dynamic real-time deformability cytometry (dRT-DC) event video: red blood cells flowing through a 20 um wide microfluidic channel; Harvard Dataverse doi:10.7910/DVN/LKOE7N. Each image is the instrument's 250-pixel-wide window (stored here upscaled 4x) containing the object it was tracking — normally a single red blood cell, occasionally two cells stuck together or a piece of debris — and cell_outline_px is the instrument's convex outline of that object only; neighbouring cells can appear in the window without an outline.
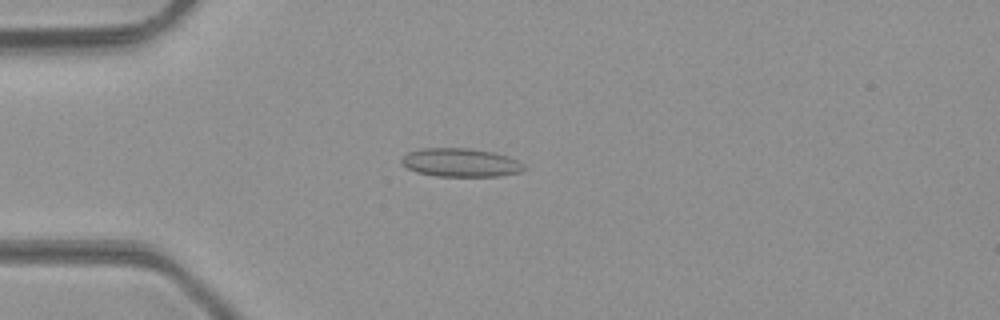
{"species": "common noctule bat (a hibernating species)", "species_latin": "Nyctalus noctula", "temperature_condition": "room temperature", "stored_images_in_passage": 47, "camera_frame_rate_fps": 3000, "um_per_image_px": 0.085, "animal": {"sex": "male", "body_mass_g": 23.1, "forearm_length_mm": 52.7}, "frame": {"image": 1, "passage_image": 12, "time_ms": 3.667, "image_size_px": [1000, 320], "cell_outline_px": [[528, 168], [520, 172], [500, 176], [436, 176], [416, 172], [408, 168], [400, 160], [408, 152], [420, 148], [468, 148], [496, 152], [508, 156], [524, 164]], "centroid_in_image_um": [39.19, 13.81], "position_along_channel_um": 45.8, "area_um2": 20.46}}
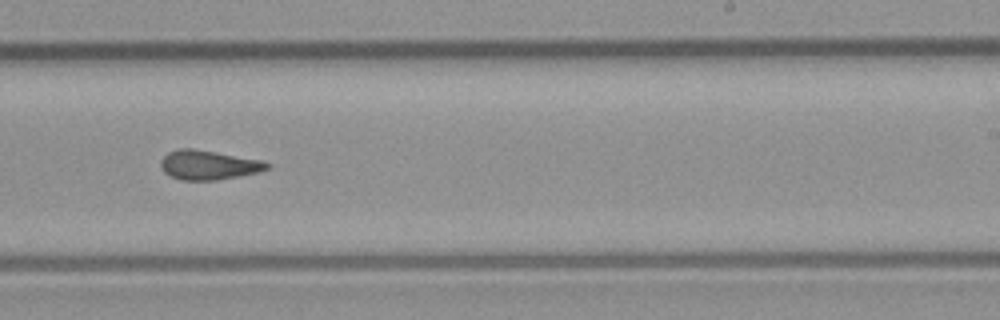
{"frame": {"image": 2, "passage_image": 29, "time_ms": 9.333, "image_size_px": [1000, 320], "cell_outline_px": [[272, 164], [268, 168], [256, 172], [236, 176], [212, 180], [180, 180], [164, 172], [160, 168], [160, 160], [168, 152], [180, 148], [192, 148], [264, 160]], "centroid_in_image_um": [17.7, 14.01], "position_along_channel_um": 271.3, "area_um2": 18.09}}
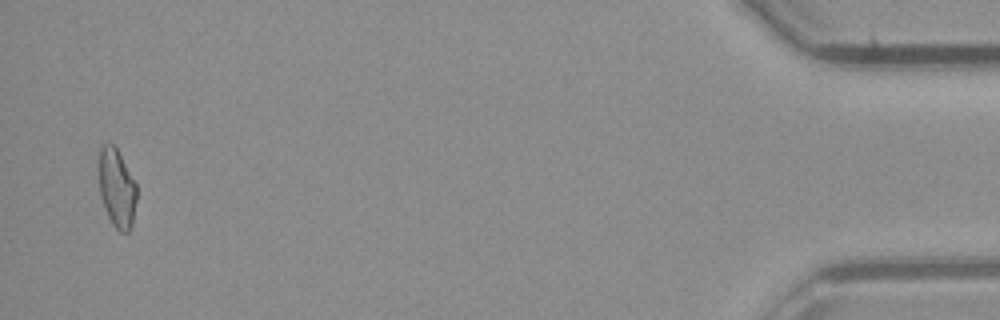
{"frame": {"image": 3, "passage_image": 46, "time_ms": 15.0, "image_size_px": [1000, 320], "cell_outline_px": [[136, 200], [132, 224], [128, 232], [120, 232], [112, 224], [104, 208], [100, 196], [100, 148], [104, 144], [112, 144], [116, 148], [136, 180]], "centroid_in_image_um": [9.95, 16.01], "position_along_channel_um": 425.2, "area_um2": 17.17}, "authors_computed_cell_mechanics": {"area_um2": 18.207, "velocity_mm_per_s": 4.3115, "shape_relaxation_time_tau1_ms": null, "shape_relaxation_time_tau2_ms": 2.5079, "deformation_change_tau1": null, "deformation_change_tau2": 0.0771}}